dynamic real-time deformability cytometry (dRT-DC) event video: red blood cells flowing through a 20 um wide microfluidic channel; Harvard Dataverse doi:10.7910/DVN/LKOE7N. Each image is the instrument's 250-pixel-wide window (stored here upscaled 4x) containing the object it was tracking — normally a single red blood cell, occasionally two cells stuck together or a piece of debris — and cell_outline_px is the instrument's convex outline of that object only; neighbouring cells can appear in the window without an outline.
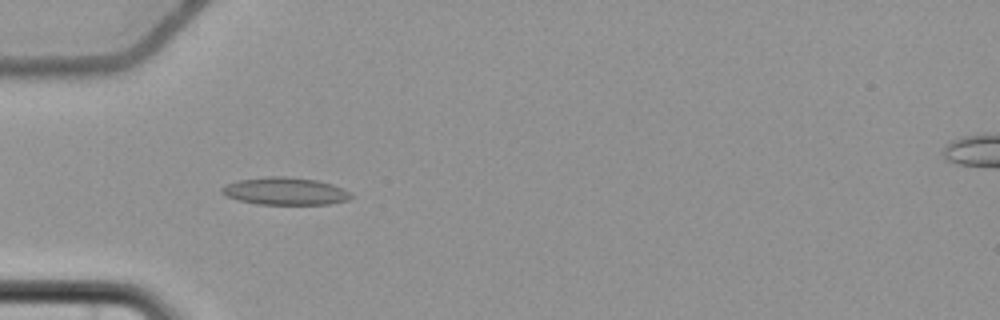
{"species": "common noctule bat (a hibernating species)", "species_latin": "Nyctalus noctula", "temperature_condition": "cold", "stored_images_in_passage": 7, "camera_frame_rate_fps": 3000, "um_per_image_px": 0.085, "animal": {"sex": "female", "body_mass_g": 22.7, "forearm_length_mm": 54.2}, "frame": {"image": 1, "passage_image": 5, "time_ms": 5.0, "image_size_px": [1000, 320], "cell_outline_px": [[352, 196], [348, 200], [328, 204], [256, 204], [224, 196], [220, 192], [220, 188], [228, 184], [240, 180], [272, 176], [284, 176], [316, 180], [332, 184], [348, 192]], "centroid_in_image_um": [24.2, 16.25], "position_along_channel_um": 60.8, "area_um2": 20.4}}
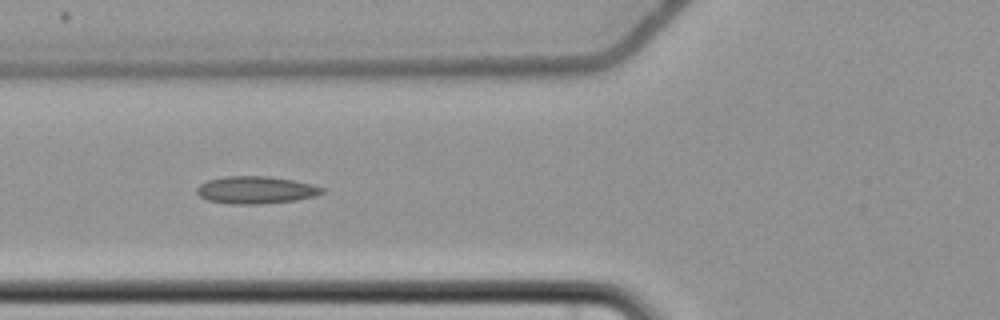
{"frame": {"image": 2, "passage_image": 6, "time_ms": 6.333, "image_size_px": [1000, 320], "cell_outline_px": [[324, 192], [316, 196], [296, 200], [260, 204], [228, 204], [208, 200], [200, 196], [196, 192], [196, 188], [200, 184], [208, 180], [224, 176], [272, 176], [312, 184], [324, 188]], "centroid_in_image_um": [21.74, 16.15], "position_along_channel_um": 104.1, "area_um2": 20.11}}
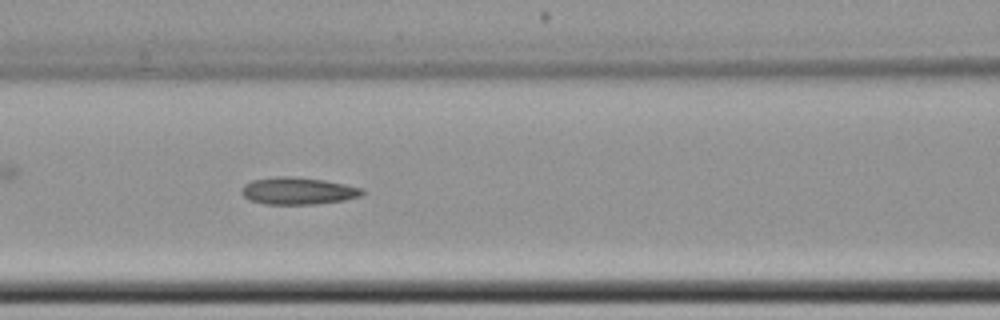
{"frame": {"image": 3, "passage_image": 7, "time_ms": 7.333, "image_size_px": [1000, 320], "cell_outline_px": [[368, 192], [360, 196], [344, 200], [316, 204], [264, 204], [248, 200], [240, 192], [240, 188], [244, 184], [252, 180], [276, 176], [296, 176], [324, 180], [364, 188]], "centroid_in_image_um": [25.32, 16.22], "position_along_channel_um": 141.3, "area_um2": 19.42}}